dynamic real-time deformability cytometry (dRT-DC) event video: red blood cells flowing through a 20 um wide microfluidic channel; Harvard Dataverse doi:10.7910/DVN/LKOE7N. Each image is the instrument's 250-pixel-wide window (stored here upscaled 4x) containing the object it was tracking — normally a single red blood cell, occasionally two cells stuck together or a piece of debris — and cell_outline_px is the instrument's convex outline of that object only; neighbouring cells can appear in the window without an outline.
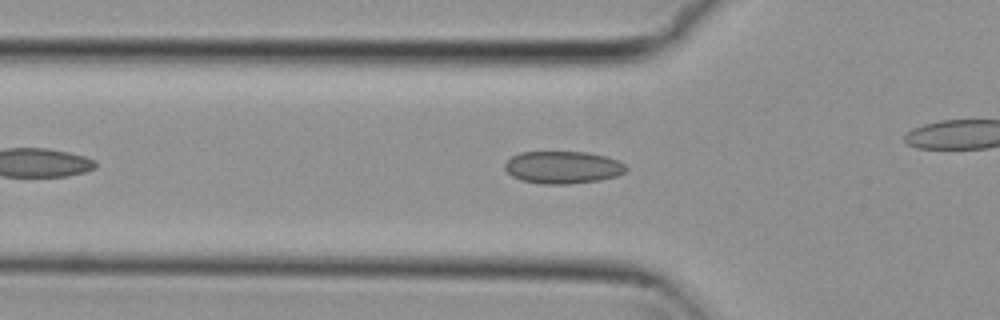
{"species": "common noctule bat (a hibernating species)", "species_latin": "Nyctalus noctula", "temperature_condition": "cold", "stored_images_in_passage": 34, "camera_frame_rate_fps": 3000, "um_per_image_px": 0.085, "animal": {"sex": "female", "body_mass_g": 29.2, "forearm_length_mm": 56.3}, "frame": {"image": 1, "passage_image": 9, "time_ms": 2.667, "image_size_px": [1000, 320], "cell_outline_px": [[628, 168], [624, 172], [616, 176], [600, 180], [568, 184], [540, 184], [520, 180], [512, 176], [504, 168], [504, 164], [512, 156], [520, 152], [588, 152], [620, 160]], "centroid_in_image_um": [47.84, 14.22], "position_along_channel_um": 78.0, "area_um2": 23.0}}
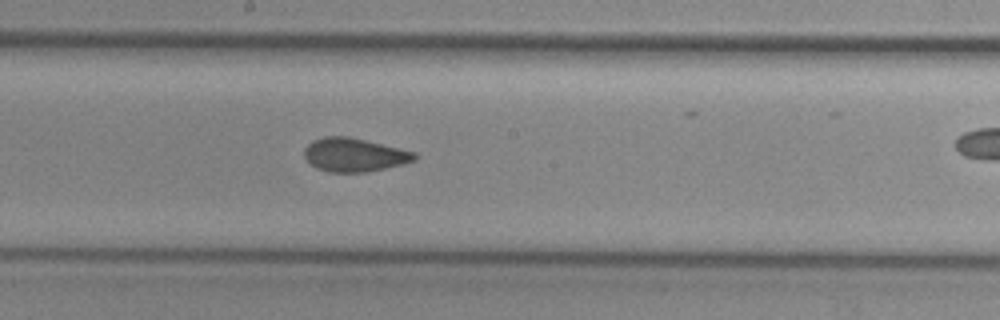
{"frame": {"image": 2, "passage_image": 20, "time_ms": 6.333, "image_size_px": [1000, 320], "cell_outline_px": [[416, 160], [368, 172], [328, 172], [316, 168], [304, 156], [304, 148], [312, 140], [324, 136], [348, 136], [416, 152]], "centroid_in_image_um": [30.08, 13.15], "position_along_channel_um": 218.1, "area_um2": 21.44}}
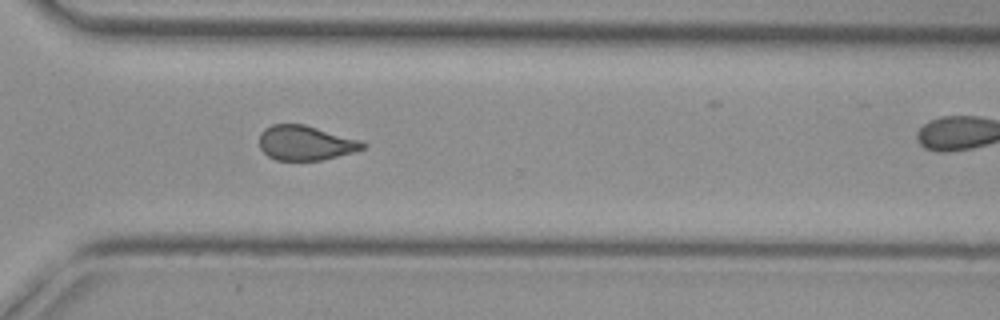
{"frame": {"image": 3, "passage_image": 30, "time_ms": 9.667, "image_size_px": [1000, 320], "cell_outline_px": [[368, 144], [364, 148], [352, 152], [320, 160], [276, 160], [268, 156], [260, 148], [260, 132], [264, 128], [272, 124], [304, 124], [360, 140]], "centroid_in_image_um": [25.94, 12.14], "position_along_channel_um": 344.7, "area_um2": 20.75}}